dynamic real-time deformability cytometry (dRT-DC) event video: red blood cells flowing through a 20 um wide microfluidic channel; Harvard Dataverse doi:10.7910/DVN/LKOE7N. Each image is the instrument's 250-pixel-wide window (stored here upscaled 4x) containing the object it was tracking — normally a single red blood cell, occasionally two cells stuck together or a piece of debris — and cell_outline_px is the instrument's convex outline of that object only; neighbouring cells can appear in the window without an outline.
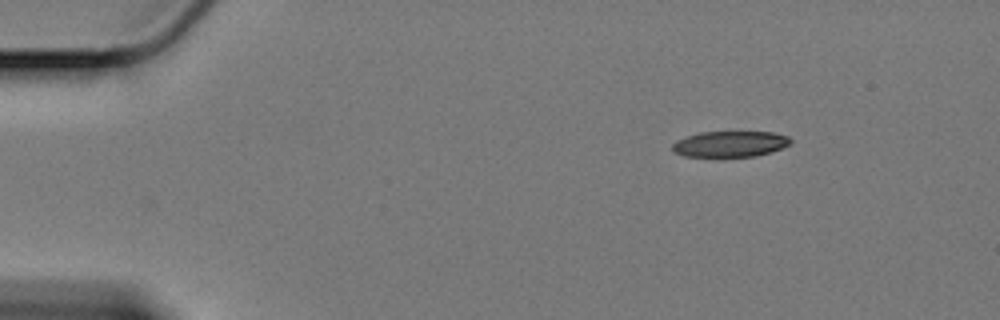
{"species": "Egyptian fruit bat (a non-hibernating species)", "species_latin": "Rousettus aegyptiacus", "temperature_condition": "cold", "stored_images_in_passage": 53, "camera_frame_rate_fps": 3000, "um_per_image_px": 0.085, "animal": {"sex": "female"}, "frame": {"image": 1, "passage_image": 1, "time_ms": 0.0, "image_size_px": [1000, 320], "cell_outline_px": [[792, 140], [788, 144], [780, 148], [756, 156], [684, 156], [672, 152], [672, 144], [676, 140], [700, 132], [772, 132], [788, 136]], "centroid_in_image_um": [62.01, 12.23], "position_along_channel_um": 23.0, "area_um2": 17.57}}
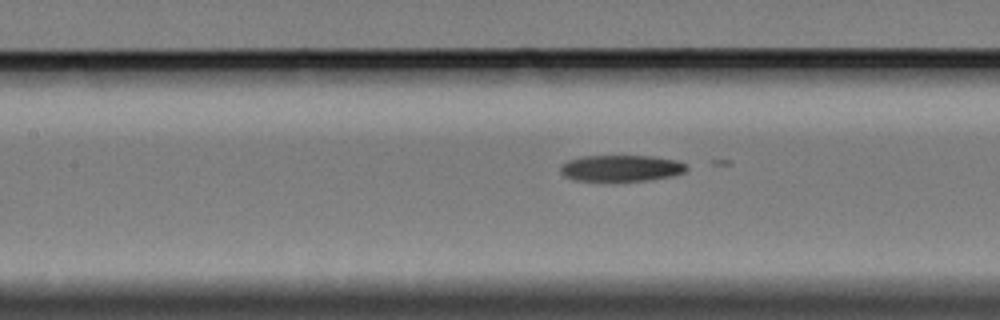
{"frame": {"image": 2, "passage_image": 20, "time_ms": 6.333, "image_size_px": [1000, 320], "cell_outline_px": [[688, 168], [684, 172], [672, 176], [648, 180], [572, 180], [564, 176], [560, 172], [560, 164], [568, 160], [584, 156], [652, 156], [676, 160], [688, 164]], "centroid_in_image_um": [52.79, 14.28], "position_along_channel_um": 154.6, "area_um2": 19.31}}
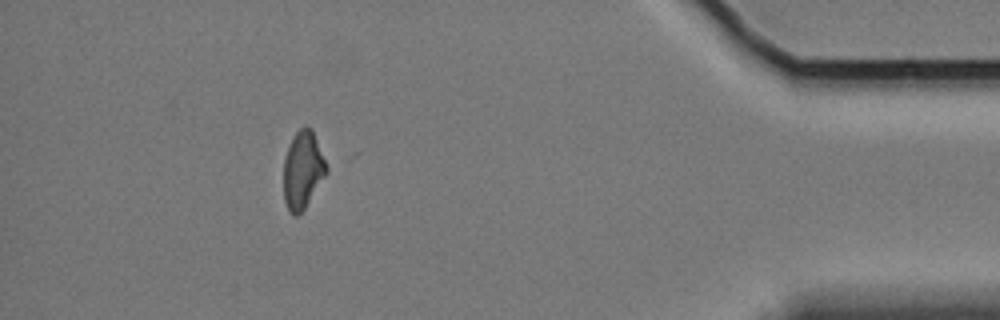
{"frame": {"image": 3, "passage_image": 47, "time_ms": 15.333, "image_size_px": [1000, 320], "cell_outline_px": [[328, 172], [304, 208], [296, 216], [292, 216], [288, 212], [284, 200], [284, 160], [288, 148], [296, 132], [300, 128], [312, 128], [328, 168]], "centroid_in_image_um": [25.73, 14.48], "position_along_channel_um": 409.5, "area_um2": 19.07}, "authors_computed_cell_mechanics": {"area_um2": 19.8832, "velocity_mm_per_s": 3.3753, "shape_relaxation_time_tau1_ms": 7.7239, "shape_relaxation_time_tau2_ms": null, "deformation_change_tau1": 0.2743, "deformation_change_tau2": null}}